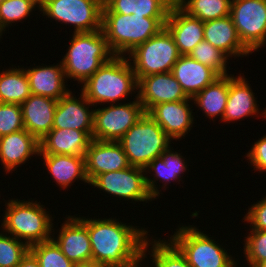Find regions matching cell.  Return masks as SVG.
Masks as SVG:
<instances>
[{"instance_id": "cell-41", "label": "cell", "mask_w": 266, "mask_h": 267, "mask_svg": "<svg viewBox=\"0 0 266 267\" xmlns=\"http://www.w3.org/2000/svg\"><path fill=\"white\" fill-rule=\"evenodd\" d=\"M17 267H40L35 256L28 251L27 254L22 258L21 262Z\"/></svg>"}, {"instance_id": "cell-31", "label": "cell", "mask_w": 266, "mask_h": 267, "mask_svg": "<svg viewBox=\"0 0 266 267\" xmlns=\"http://www.w3.org/2000/svg\"><path fill=\"white\" fill-rule=\"evenodd\" d=\"M231 2L232 0H175L184 12L202 22L229 16Z\"/></svg>"}, {"instance_id": "cell-33", "label": "cell", "mask_w": 266, "mask_h": 267, "mask_svg": "<svg viewBox=\"0 0 266 267\" xmlns=\"http://www.w3.org/2000/svg\"><path fill=\"white\" fill-rule=\"evenodd\" d=\"M35 7L40 9V0H5L2 2L0 4V39L6 27L29 17L30 13L36 9Z\"/></svg>"}, {"instance_id": "cell-10", "label": "cell", "mask_w": 266, "mask_h": 267, "mask_svg": "<svg viewBox=\"0 0 266 267\" xmlns=\"http://www.w3.org/2000/svg\"><path fill=\"white\" fill-rule=\"evenodd\" d=\"M136 99L130 103L111 104L94 110L93 139L119 141L121 137L146 113L143 105Z\"/></svg>"}, {"instance_id": "cell-35", "label": "cell", "mask_w": 266, "mask_h": 267, "mask_svg": "<svg viewBox=\"0 0 266 267\" xmlns=\"http://www.w3.org/2000/svg\"><path fill=\"white\" fill-rule=\"evenodd\" d=\"M189 56L201 64L212 68L220 76L228 75L226 65L228 64L227 59L229 57L205 40L198 43Z\"/></svg>"}, {"instance_id": "cell-23", "label": "cell", "mask_w": 266, "mask_h": 267, "mask_svg": "<svg viewBox=\"0 0 266 267\" xmlns=\"http://www.w3.org/2000/svg\"><path fill=\"white\" fill-rule=\"evenodd\" d=\"M204 40L230 57H244L251 52L242 44L231 16L204 22Z\"/></svg>"}, {"instance_id": "cell-13", "label": "cell", "mask_w": 266, "mask_h": 267, "mask_svg": "<svg viewBox=\"0 0 266 267\" xmlns=\"http://www.w3.org/2000/svg\"><path fill=\"white\" fill-rule=\"evenodd\" d=\"M84 156L85 173L89 183L97 175L124 170L131 166L118 141L92 139Z\"/></svg>"}, {"instance_id": "cell-26", "label": "cell", "mask_w": 266, "mask_h": 267, "mask_svg": "<svg viewBox=\"0 0 266 267\" xmlns=\"http://www.w3.org/2000/svg\"><path fill=\"white\" fill-rule=\"evenodd\" d=\"M92 140L86 131L52 129L39 141V154L84 156Z\"/></svg>"}, {"instance_id": "cell-43", "label": "cell", "mask_w": 266, "mask_h": 267, "mask_svg": "<svg viewBox=\"0 0 266 267\" xmlns=\"http://www.w3.org/2000/svg\"><path fill=\"white\" fill-rule=\"evenodd\" d=\"M250 267H266V259L263 260L261 263L253 264Z\"/></svg>"}, {"instance_id": "cell-40", "label": "cell", "mask_w": 266, "mask_h": 267, "mask_svg": "<svg viewBox=\"0 0 266 267\" xmlns=\"http://www.w3.org/2000/svg\"><path fill=\"white\" fill-rule=\"evenodd\" d=\"M246 157L251 165H253L254 170H258L262 173L266 172V135L252 145V148L247 152Z\"/></svg>"}, {"instance_id": "cell-7", "label": "cell", "mask_w": 266, "mask_h": 267, "mask_svg": "<svg viewBox=\"0 0 266 267\" xmlns=\"http://www.w3.org/2000/svg\"><path fill=\"white\" fill-rule=\"evenodd\" d=\"M203 232L193 225L178 226L169 240L191 267H236L238 264L226 249Z\"/></svg>"}, {"instance_id": "cell-8", "label": "cell", "mask_w": 266, "mask_h": 267, "mask_svg": "<svg viewBox=\"0 0 266 267\" xmlns=\"http://www.w3.org/2000/svg\"><path fill=\"white\" fill-rule=\"evenodd\" d=\"M180 56L172 34L164 27L158 34L135 47L127 58L138 81L148 75L171 72Z\"/></svg>"}, {"instance_id": "cell-11", "label": "cell", "mask_w": 266, "mask_h": 267, "mask_svg": "<svg viewBox=\"0 0 266 267\" xmlns=\"http://www.w3.org/2000/svg\"><path fill=\"white\" fill-rule=\"evenodd\" d=\"M230 16L240 41L251 53L266 46V0H232Z\"/></svg>"}, {"instance_id": "cell-30", "label": "cell", "mask_w": 266, "mask_h": 267, "mask_svg": "<svg viewBox=\"0 0 266 267\" xmlns=\"http://www.w3.org/2000/svg\"><path fill=\"white\" fill-rule=\"evenodd\" d=\"M29 79L24 68L0 71V102L21 105L30 95Z\"/></svg>"}, {"instance_id": "cell-14", "label": "cell", "mask_w": 266, "mask_h": 267, "mask_svg": "<svg viewBox=\"0 0 266 267\" xmlns=\"http://www.w3.org/2000/svg\"><path fill=\"white\" fill-rule=\"evenodd\" d=\"M137 97L146 113L156 104L188 99L171 72L140 78L137 86Z\"/></svg>"}, {"instance_id": "cell-36", "label": "cell", "mask_w": 266, "mask_h": 267, "mask_svg": "<svg viewBox=\"0 0 266 267\" xmlns=\"http://www.w3.org/2000/svg\"><path fill=\"white\" fill-rule=\"evenodd\" d=\"M28 251L25 242L0 232V267H17Z\"/></svg>"}, {"instance_id": "cell-27", "label": "cell", "mask_w": 266, "mask_h": 267, "mask_svg": "<svg viewBox=\"0 0 266 267\" xmlns=\"http://www.w3.org/2000/svg\"><path fill=\"white\" fill-rule=\"evenodd\" d=\"M38 156H42L46 169L60 188H69L76 180L89 184L85 173V156L60 154H38Z\"/></svg>"}, {"instance_id": "cell-20", "label": "cell", "mask_w": 266, "mask_h": 267, "mask_svg": "<svg viewBox=\"0 0 266 267\" xmlns=\"http://www.w3.org/2000/svg\"><path fill=\"white\" fill-rule=\"evenodd\" d=\"M171 73L188 98H193L220 77L215 70L192 59L189 55H181Z\"/></svg>"}, {"instance_id": "cell-4", "label": "cell", "mask_w": 266, "mask_h": 267, "mask_svg": "<svg viewBox=\"0 0 266 267\" xmlns=\"http://www.w3.org/2000/svg\"><path fill=\"white\" fill-rule=\"evenodd\" d=\"M73 34L68 52L62 57L61 64L66 79H75L74 81L83 85L115 55L110 50L102 29Z\"/></svg>"}, {"instance_id": "cell-22", "label": "cell", "mask_w": 266, "mask_h": 267, "mask_svg": "<svg viewBox=\"0 0 266 267\" xmlns=\"http://www.w3.org/2000/svg\"><path fill=\"white\" fill-rule=\"evenodd\" d=\"M39 141L25 129L0 137V161L7 173L39 154ZM31 156V157H30Z\"/></svg>"}, {"instance_id": "cell-24", "label": "cell", "mask_w": 266, "mask_h": 267, "mask_svg": "<svg viewBox=\"0 0 266 267\" xmlns=\"http://www.w3.org/2000/svg\"><path fill=\"white\" fill-rule=\"evenodd\" d=\"M25 72L33 95L45 96L58 101L70 92V89L65 87L67 79L61 62L55 66L53 64V66L28 68Z\"/></svg>"}, {"instance_id": "cell-19", "label": "cell", "mask_w": 266, "mask_h": 267, "mask_svg": "<svg viewBox=\"0 0 266 267\" xmlns=\"http://www.w3.org/2000/svg\"><path fill=\"white\" fill-rule=\"evenodd\" d=\"M57 100L31 94L22 104V116L25 130L38 141L52 129Z\"/></svg>"}, {"instance_id": "cell-15", "label": "cell", "mask_w": 266, "mask_h": 267, "mask_svg": "<svg viewBox=\"0 0 266 267\" xmlns=\"http://www.w3.org/2000/svg\"><path fill=\"white\" fill-rule=\"evenodd\" d=\"M70 91L61 97L54 113L53 129H74L86 131L93 139L94 110L93 106L81 93L77 99ZM88 105V106H87Z\"/></svg>"}, {"instance_id": "cell-39", "label": "cell", "mask_w": 266, "mask_h": 267, "mask_svg": "<svg viewBox=\"0 0 266 267\" xmlns=\"http://www.w3.org/2000/svg\"><path fill=\"white\" fill-rule=\"evenodd\" d=\"M244 221L250 223L253 230L266 231V196L248 209Z\"/></svg>"}, {"instance_id": "cell-34", "label": "cell", "mask_w": 266, "mask_h": 267, "mask_svg": "<svg viewBox=\"0 0 266 267\" xmlns=\"http://www.w3.org/2000/svg\"><path fill=\"white\" fill-rule=\"evenodd\" d=\"M40 267H74L53 239L29 246Z\"/></svg>"}, {"instance_id": "cell-3", "label": "cell", "mask_w": 266, "mask_h": 267, "mask_svg": "<svg viewBox=\"0 0 266 267\" xmlns=\"http://www.w3.org/2000/svg\"><path fill=\"white\" fill-rule=\"evenodd\" d=\"M167 18L102 13V31L113 54L127 56L135 47L158 34Z\"/></svg>"}, {"instance_id": "cell-18", "label": "cell", "mask_w": 266, "mask_h": 267, "mask_svg": "<svg viewBox=\"0 0 266 267\" xmlns=\"http://www.w3.org/2000/svg\"><path fill=\"white\" fill-rule=\"evenodd\" d=\"M165 27L172 34L181 55H189L204 40V22L188 15L176 3L169 11Z\"/></svg>"}, {"instance_id": "cell-9", "label": "cell", "mask_w": 266, "mask_h": 267, "mask_svg": "<svg viewBox=\"0 0 266 267\" xmlns=\"http://www.w3.org/2000/svg\"><path fill=\"white\" fill-rule=\"evenodd\" d=\"M103 0H40L47 18L74 26V33L102 29Z\"/></svg>"}, {"instance_id": "cell-12", "label": "cell", "mask_w": 266, "mask_h": 267, "mask_svg": "<svg viewBox=\"0 0 266 267\" xmlns=\"http://www.w3.org/2000/svg\"><path fill=\"white\" fill-rule=\"evenodd\" d=\"M144 168L130 166L124 170L97 175L89 184L115 197L148 202L154 200L149 194Z\"/></svg>"}, {"instance_id": "cell-25", "label": "cell", "mask_w": 266, "mask_h": 267, "mask_svg": "<svg viewBox=\"0 0 266 267\" xmlns=\"http://www.w3.org/2000/svg\"><path fill=\"white\" fill-rule=\"evenodd\" d=\"M248 81L241 76L229 75V92L222 121L234 122L245 117L258 115L257 101Z\"/></svg>"}, {"instance_id": "cell-29", "label": "cell", "mask_w": 266, "mask_h": 267, "mask_svg": "<svg viewBox=\"0 0 266 267\" xmlns=\"http://www.w3.org/2000/svg\"><path fill=\"white\" fill-rule=\"evenodd\" d=\"M229 92V75L218 77L213 83L206 86L202 91L192 98L199 109L204 111L206 117L214 119L224 116L225 106Z\"/></svg>"}, {"instance_id": "cell-6", "label": "cell", "mask_w": 266, "mask_h": 267, "mask_svg": "<svg viewBox=\"0 0 266 267\" xmlns=\"http://www.w3.org/2000/svg\"><path fill=\"white\" fill-rule=\"evenodd\" d=\"M171 138L147 113L118 141L131 166L145 168L171 147Z\"/></svg>"}, {"instance_id": "cell-2", "label": "cell", "mask_w": 266, "mask_h": 267, "mask_svg": "<svg viewBox=\"0 0 266 267\" xmlns=\"http://www.w3.org/2000/svg\"><path fill=\"white\" fill-rule=\"evenodd\" d=\"M83 84L81 93L95 107L128 98L137 92L138 81L128 58L115 55Z\"/></svg>"}, {"instance_id": "cell-17", "label": "cell", "mask_w": 266, "mask_h": 267, "mask_svg": "<svg viewBox=\"0 0 266 267\" xmlns=\"http://www.w3.org/2000/svg\"><path fill=\"white\" fill-rule=\"evenodd\" d=\"M65 219L57 238L52 235V239L60 247L62 253L74 264L92 261L87 227L75 216H66Z\"/></svg>"}, {"instance_id": "cell-1", "label": "cell", "mask_w": 266, "mask_h": 267, "mask_svg": "<svg viewBox=\"0 0 266 267\" xmlns=\"http://www.w3.org/2000/svg\"><path fill=\"white\" fill-rule=\"evenodd\" d=\"M88 229L92 261L104 267H136L145 262L148 231L118 219L77 217Z\"/></svg>"}, {"instance_id": "cell-5", "label": "cell", "mask_w": 266, "mask_h": 267, "mask_svg": "<svg viewBox=\"0 0 266 267\" xmlns=\"http://www.w3.org/2000/svg\"><path fill=\"white\" fill-rule=\"evenodd\" d=\"M5 204L1 224L3 232L23 240L28 246L52 239L53 218L40 201L9 199Z\"/></svg>"}, {"instance_id": "cell-32", "label": "cell", "mask_w": 266, "mask_h": 267, "mask_svg": "<svg viewBox=\"0 0 266 267\" xmlns=\"http://www.w3.org/2000/svg\"><path fill=\"white\" fill-rule=\"evenodd\" d=\"M149 240L154 267H191L180 250L168 240Z\"/></svg>"}, {"instance_id": "cell-21", "label": "cell", "mask_w": 266, "mask_h": 267, "mask_svg": "<svg viewBox=\"0 0 266 267\" xmlns=\"http://www.w3.org/2000/svg\"><path fill=\"white\" fill-rule=\"evenodd\" d=\"M187 162H185V158L178 152L172 151L169 147L165 150L160 157L155 158L152 160L145 168L144 172L148 175V173L153 172L154 178L145 176L146 185L149 194L152 196L153 199H157L160 195L161 189L157 187L158 185L156 181L160 180L162 182V187L165 188L170 181L181 180V173L187 170ZM147 170V171H146ZM152 170V171H151ZM148 172V173H147ZM156 179V180H155ZM158 179V180H157ZM160 189V190H159Z\"/></svg>"}, {"instance_id": "cell-28", "label": "cell", "mask_w": 266, "mask_h": 267, "mask_svg": "<svg viewBox=\"0 0 266 267\" xmlns=\"http://www.w3.org/2000/svg\"><path fill=\"white\" fill-rule=\"evenodd\" d=\"M175 0H103L102 13L168 17Z\"/></svg>"}, {"instance_id": "cell-37", "label": "cell", "mask_w": 266, "mask_h": 267, "mask_svg": "<svg viewBox=\"0 0 266 267\" xmlns=\"http://www.w3.org/2000/svg\"><path fill=\"white\" fill-rule=\"evenodd\" d=\"M23 129L21 105L0 102V137Z\"/></svg>"}, {"instance_id": "cell-16", "label": "cell", "mask_w": 266, "mask_h": 267, "mask_svg": "<svg viewBox=\"0 0 266 267\" xmlns=\"http://www.w3.org/2000/svg\"><path fill=\"white\" fill-rule=\"evenodd\" d=\"M192 98L177 102L156 104L147 114L150 115L163 131L172 139L185 137L194 124V115L188 104ZM189 101V102H188Z\"/></svg>"}, {"instance_id": "cell-38", "label": "cell", "mask_w": 266, "mask_h": 267, "mask_svg": "<svg viewBox=\"0 0 266 267\" xmlns=\"http://www.w3.org/2000/svg\"><path fill=\"white\" fill-rule=\"evenodd\" d=\"M244 239V253L247 265L261 263L266 259V231L250 229Z\"/></svg>"}, {"instance_id": "cell-42", "label": "cell", "mask_w": 266, "mask_h": 267, "mask_svg": "<svg viewBox=\"0 0 266 267\" xmlns=\"http://www.w3.org/2000/svg\"><path fill=\"white\" fill-rule=\"evenodd\" d=\"M74 267H104L102 264L96 263L95 261H88L75 264Z\"/></svg>"}]
</instances>
